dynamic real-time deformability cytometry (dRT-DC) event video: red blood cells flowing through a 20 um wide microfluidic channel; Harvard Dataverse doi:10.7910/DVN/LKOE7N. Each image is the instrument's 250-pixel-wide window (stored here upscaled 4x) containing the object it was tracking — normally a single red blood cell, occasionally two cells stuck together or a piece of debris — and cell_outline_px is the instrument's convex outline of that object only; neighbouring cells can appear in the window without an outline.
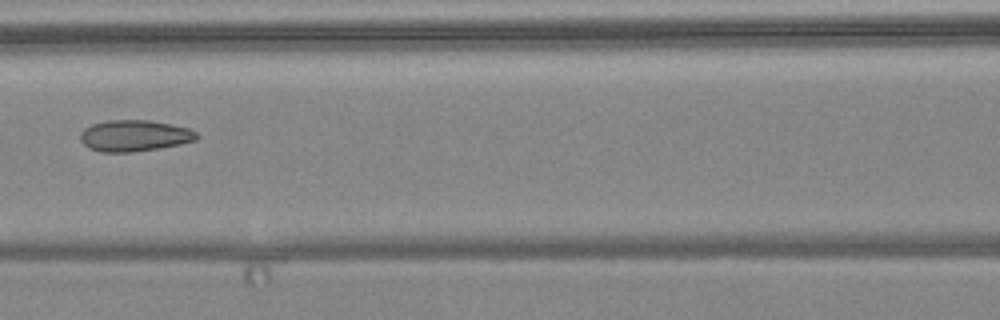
{"species": "common noctule bat (a hibernating species)", "species_latin": "Nyctalus noctula", "temperature_condition": "warm", "stored_images_in_passage": 7, "camera_frame_rate_fps": 3000, "um_per_image_px": 0.085, "animal": {"sex": "female", "body_mass_g": 24.6, "forearm_length_mm": 56.2}, "frame": {"image": 1, "passage_image": 7, "time_ms": 7.0, "image_size_px": [1000, 320], "cell_outline_px": [[200, 136], [196, 140], [180, 144], [132, 152], [100, 152], [88, 148], [80, 140], [80, 132], [84, 128], [92, 124], [108, 120], [148, 120], [188, 128], [196, 132]], "centroid_in_image_um": [11.39, 11.53], "position_along_channel_um": 155.2, "area_um2": 21.15}}